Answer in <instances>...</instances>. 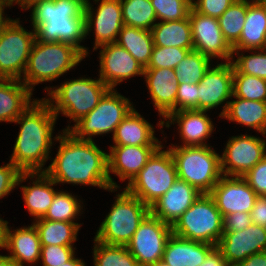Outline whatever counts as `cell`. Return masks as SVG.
Masks as SVG:
<instances>
[{
	"instance_id": "1",
	"label": "cell",
	"mask_w": 266,
	"mask_h": 266,
	"mask_svg": "<svg viewBox=\"0 0 266 266\" xmlns=\"http://www.w3.org/2000/svg\"><path fill=\"white\" fill-rule=\"evenodd\" d=\"M61 134L54 137L60 144L58 153L43 172L56 184L92 185L117 191L110 185L108 153L99 149L93 140L78 139L68 130Z\"/></svg>"
},
{
	"instance_id": "2",
	"label": "cell",
	"mask_w": 266,
	"mask_h": 266,
	"mask_svg": "<svg viewBox=\"0 0 266 266\" xmlns=\"http://www.w3.org/2000/svg\"><path fill=\"white\" fill-rule=\"evenodd\" d=\"M57 116L42 98L35 99L15 121L21 125L10 161L21 172H43L49 159Z\"/></svg>"
},
{
	"instance_id": "3",
	"label": "cell",
	"mask_w": 266,
	"mask_h": 266,
	"mask_svg": "<svg viewBox=\"0 0 266 266\" xmlns=\"http://www.w3.org/2000/svg\"><path fill=\"white\" fill-rule=\"evenodd\" d=\"M86 0H41L32 7L35 37L42 42H63L78 48L85 56L88 49L80 43L86 38Z\"/></svg>"
},
{
	"instance_id": "4",
	"label": "cell",
	"mask_w": 266,
	"mask_h": 266,
	"mask_svg": "<svg viewBox=\"0 0 266 266\" xmlns=\"http://www.w3.org/2000/svg\"><path fill=\"white\" fill-rule=\"evenodd\" d=\"M84 58L86 56L71 44L42 42L35 38L21 81L33 91L36 84L59 78Z\"/></svg>"
},
{
	"instance_id": "5",
	"label": "cell",
	"mask_w": 266,
	"mask_h": 266,
	"mask_svg": "<svg viewBox=\"0 0 266 266\" xmlns=\"http://www.w3.org/2000/svg\"><path fill=\"white\" fill-rule=\"evenodd\" d=\"M212 146H172L168 148L176 165L178 178L202 194H209L222 176L220 155Z\"/></svg>"
},
{
	"instance_id": "6",
	"label": "cell",
	"mask_w": 266,
	"mask_h": 266,
	"mask_svg": "<svg viewBox=\"0 0 266 266\" xmlns=\"http://www.w3.org/2000/svg\"><path fill=\"white\" fill-rule=\"evenodd\" d=\"M50 98L44 100L58 117L61 112L75 123L85 117L99 103L103 95L110 89L100 78H80L69 80L48 88Z\"/></svg>"
},
{
	"instance_id": "7",
	"label": "cell",
	"mask_w": 266,
	"mask_h": 266,
	"mask_svg": "<svg viewBox=\"0 0 266 266\" xmlns=\"http://www.w3.org/2000/svg\"><path fill=\"white\" fill-rule=\"evenodd\" d=\"M150 208L126 190L116 195L115 202L97 230L95 239L109 245L126 246Z\"/></svg>"
},
{
	"instance_id": "8",
	"label": "cell",
	"mask_w": 266,
	"mask_h": 266,
	"mask_svg": "<svg viewBox=\"0 0 266 266\" xmlns=\"http://www.w3.org/2000/svg\"><path fill=\"white\" fill-rule=\"evenodd\" d=\"M161 145L149 158L146 165L124 188L138 197L149 208L163 196L178 179L176 165L170 150Z\"/></svg>"
},
{
	"instance_id": "9",
	"label": "cell",
	"mask_w": 266,
	"mask_h": 266,
	"mask_svg": "<svg viewBox=\"0 0 266 266\" xmlns=\"http://www.w3.org/2000/svg\"><path fill=\"white\" fill-rule=\"evenodd\" d=\"M223 222L210 194H201L171 227L177 236L217 246L224 232Z\"/></svg>"
},
{
	"instance_id": "10",
	"label": "cell",
	"mask_w": 266,
	"mask_h": 266,
	"mask_svg": "<svg viewBox=\"0 0 266 266\" xmlns=\"http://www.w3.org/2000/svg\"><path fill=\"white\" fill-rule=\"evenodd\" d=\"M133 104L126 97L118 94L114 89H109L95 108L85 117L77 121L73 127L66 129L78 139L93 140L92 136L112 132L133 109Z\"/></svg>"
},
{
	"instance_id": "11",
	"label": "cell",
	"mask_w": 266,
	"mask_h": 266,
	"mask_svg": "<svg viewBox=\"0 0 266 266\" xmlns=\"http://www.w3.org/2000/svg\"><path fill=\"white\" fill-rule=\"evenodd\" d=\"M19 21L11 19L0 33V78L3 79L21 80L36 38L35 30L27 32Z\"/></svg>"
},
{
	"instance_id": "12",
	"label": "cell",
	"mask_w": 266,
	"mask_h": 266,
	"mask_svg": "<svg viewBox=\"0 0 266 266\" xmlns=\"http://www.w3.org/2000/svg\"><path fill=\"white\" fill-rule=\"evenodd\" d=\"M171 234V225L149 213L126 246L139 266H151L162 260L165 245Z\"/></svg>"
},
{
	"instance_id": "13",
	"label": "cell",
	"mask_w": 266,
	"mask_h": 266,
	"mask_svg": "<svg viewBox=\"0 0 266 266\" xmlns=\"http://www.w3.org/2000/svg\"><path fill=\"white\" fill-rule=\"evenodd\" d=\"M265 156V140L247 134L232 136L220 156L222 175L243 177Z\"/></svg>"
},
{
	"instance_id": "14",
	"label": "cell",
	"mask_w": 266,
	"mask_h": 266,
	"mask_svg": "<svg viewBox=\"0 0 266 266\" xmlns=\"http://www.w3.org/2000/svg\"><path fill=\"white\" fill-rule=\"evenodd\" d=\"M189 20L194 50L210 59L232 60L233 49L221 32L218 18L200 14L191 8Z\"/></svg>"
},
{
	"instance_id": "15",
	"label": "cell",
	"mask_w": 266,
	"mask_h": 266,
	"mask_svg": "<svg viewBox=\"0 0 266 266\" xmlns=\"http://www.w3.org/2000/svg\"><path fill=\"white\" fill-rule=\"evenodd\" d=\"M95 11L96 13L89 0H86L84 11L86 36L94 28L95 46L93 51L101 45L115 43L124 26L120 1L101 0Z\"/></svg>"
},
{
	"instance_id": "16",
	"label": "cell",
	"mask_w": 266,
	"mask_h": 266,
	"mask_svg": "<svg viewBox=\"0 0 266 266\" xmlns=\"http://www.w3.org/2000/svg\"><path fill=\"white\" fill-rule=\"evenodd\" d=\"M209 194L223 217L235 212L250 213L258 196L243 177L226 175L221 176Z\"/></svg>"
},
{
	"instance_id": "17",
	"label": "cell",
	"mask_w": 266,
	"mask_h": 266,
	"mask_svg": "<svg viewBox=\"0 0 266 266\" xmlns=\"http://www.w3.org/2000/svg\"><path fill=\"white\" fill-rule=\"evenodd\" d=\"M100 71L99 78L114 89L125 79L144 74V67L123 47L116 42L99 46Z\"/></svg>"
},
{
	"instance_id": "18",
	"label": "cell",
	"mask_w": 266,
	"mask_h": 266,
	"mask_svg": "<svg viewBox=\"0 0 266 266\" xmlns=\"http://www.w3.org/2000/svg\"><path fill=\"white\" fill-rule=\"evenodd\" d=\"M216 247L227 265L245 261L255 253L266 251V228L251 224L243 231L223 232Z\"/></svg>"
},
{
	"instance_id": "19",
	"label": "cell",
	"mask_w": 266,
	"mask_h": 266,
	"mask_svg": "<svg viewBox=\"0 0 266 266\" xmlns=\"http://www.w3.org/2000/svg\"><path fill=\"white\" fill-rule=\"evenodd\" d=\"M233 96V64L219 63L206 71L198 83V110L218 107Z\"/></svg>"
},
{
	"instance_id": "20",
	"label": "cell",
	"mask_w": 266,
	"mask_h": 266,
	"mask_svg": "<svg viewBox=\"0 0 266 266\" xmlns=\"http://www.w3.org/2000/svg\"><path fill=\"white\" fill-rule=\"evenodd\" d=\"M159 147L112 145L110 154H108V175L111 189H119L120 186L114 182L110 173L116 174L121 181L128 179V183H130Z\"/></svg>"
},
{
	"instance_id": "21",
	"label": "cell",
	"mask_w": 266,
	"mask_h": 266,
	"mask_svg": "<svg viewBox=\"0 0 266 266\" xmlns=\"http://www.w3.org/2000/svg\"><path fill=\"white\" fill-rule=\"evenodd\" d=\"M201 194L192 185L178 178L172 187L150 207V213L172 226Z\"/></svg>"
},
{
	"instance_id": "22",
	"label": "cell",
	"mask_w": 266,
	"mask_h": 266,
	"mask_svg": "<svg viewBox=\"0 0 266 266\" xmlns=\"http://www.w3.org/2000/svg\"><path fill=\"white\" fill-rule=\"evenodd\" d=\"M143 76L153 100L155 109L165 119L176 112V96L179 84L175 70L170 68H144Z\"/></svg>"
},
{
	"instance_id": "23",
	"label": "cell",
	"mask_w": 266,
	"mask_h": 266,
	"mask_svg": "<svg viewBox=\"0 0 266 266\" xmlns=\"http://www.w3.org/2000/svg\"><path fill=\"white\" fill-rule=\"evenodd\" d=\"M202 110H183L170 113L164 121H159V126L170 127L174 122L178 124L181 139L184 145L180 146H207L205 140L209 138L214 130V125ZM206 114V115H205ZM170 120V121H169Z\"/></svg>"
},
{
	"instance_id": "24",
	"label": "cell",
	"mask_w": 266,
	"mask_h": 266,
	"mask_svg": "<svg viewBox=\"0 0 266 266\" xmlns=\"http://www.w3.org/2000/svg\"><path fill=\"white\" fill-rule=\"evenodd\" d=\"M215 247V245L188 240L172 233L165 245L161 261L169 266H199Z\"/></svg>"
},
{
	"instance_id": "25",
	"label": "cell",
	"mask_w": 266,
	"mask_h": 266,
	"mask_svg": "<svg viewBox=\"0 0 266 266\" xmlns=\"http://www.w3.org/2000/svg\"><path fill=\"white\" fill-rule=\"evenodd\" d=\"M7 228L6 250L8 257L16 266L35 264L41 257V242L38 232L33 224L28 227L10 230Z\"/></svg>"
},
{
	"instance_id": "26",
	"label": "cell",
	"mask_w": 266,
	"mask_h": 266,
	"mask_svg": "<svg viewBox=\"0 0 266 266\" xmlns=\"http://www.w3.org/2000/svg\"><path fill=\"white\" fill-rule=\"evenodd\" d=\"M266 48V7L260 0H248L244 26L233 51Z\"/></svg>"
},
{
	"instance_id": "27",
	"label": "cell",
	"mask_w": 266,
	"mask_h": 266,
	"mask_svg": "<svg viewBox=\"0 0 266 266\" xmlns=\"http://www.w3.org/2000/svg\"><path fill=\"white\" fill-rule=\"evenodd\" d=\"M154 132V127L133 108L116 127L113 141L120 146H161Z\"/></svg>"
},
{
	"instance_id": "28",
	"label": "cell",
	"mask_w": 266,
	"mask_h": 266,
	"mask_svg": "<svg viewBox=\"0 0 266 266\" xmlns=\"http://www.w3.org/2000/svg\"><path fill=\"white\" fill-rule=\"evenodd\" d=\"M32 95L21 80L0 78V122H14L35 102Z\"/></svg>"
},
{
	"instance_id": "29",
	"label": "cell",
	"mask_w": 266,
	"mask_h": 266,
	"mask_svg": "<svg viewBox=\"0 0 266 266\" xmlns=\"http://www.w3.org/2000/svg\"><path fill=\"white\" fill-rule=\"evenodd\" d=\"M235 99L237 100L225 103L219 117L251 127L265 136L266 102L246 100L238 97H235Z\"/></svg>"
},
{
	"instance_id": "30",
	"label": "cell",
	"mask_w": 266,
	"mask_h": 266,
	"mask_svg": "<svg viewBox=\"0 0 266 266\" xmlns=\"http://www.w3.org/2000/svg\"><path fill=\"white\" fill-rule=\"evenodd\" d=\"M36 176L32 186H21L25 205L35 220L45 216L57 192L52 188L56 183L45 172H36Z\"/></svg>"
},
{
	"instance_id": "31",
	"label": "cell",
	"mask_w": 266,
	"mask_h": 266,
	"mask_svg": "<svg viewBox=\"0 0 266 266\" xmlns=\"http://www.w3.org/2000/svg\"><path fill=\"white\" fill-rule=\"evenodd\" d=\"M151 33L154 46L193 49L189 17L179 21L156 22Z\"/></svg>"
},
{
	"instance_id": "32",
	"label": "cell",
	"mask_w": 266,
	"mask_h": 266,
	"mask_svg": "<svg viewBox=\"0 0 266 266\" xmlns=\"http://www.w3.org/2000/svg\"><path fill=\"white\" fill-rule=\"evenodd\" d=\"M116 43L126 49L144 68L148 66L154 47L151 30L124 25Z\"/></svg>"
},
{
	"instance_id": "33",
	"label": "cell",
	"mask_w": 266,
	"mask_h": 266,
	"mask_svg": "<svg viewBox=\"0 0 266 266\" xmlns=\"http://www.w3.org/2000/svg\"><path fill=\"white\" fill-rule=\"evenodd\" d=\"M33 225L38 232L41 246H73L81 226L78 223L50 221L43 218L36 219Z\"/></svg>"
},
{
	"instance_id": "34",
	"label": "cell",
	"mask_w": 266,
	"mask_h": 266,
	"mask_svg": "<svg viewBox=\"0 0 266 266\" xmlns=\"http://www.w3.org/2000/svg\"><path fill=\"white\" fill-rule=\"evenodd\" d=\"M120 2L125 26L151 30L156 24V13L151 0H121Z\"/></svg>"
},
{
	"instance_id": "35",
	"label": "cell",
	"mask_w": 266,
	"mask_h": 266,
	"mask_svg": "<svg viewBox=\"0 0 266 266\" xmlns=\"http://www.w3.org/2000/svg\"><path fill=\"white\" fill-rule=\"evenodd\" d=\"M248 0H236L218 18L225 40L233 47L239 40L246 19Z\"/></svg>"
},
{
	"instance_id": "36",
	"label": "cell",
	"mask_w": 266,
	"mask_h": 266,
	"mask_svg": "<svg viewBox=\"0 0 266 266\" xmlns=\"http://www.w3.org/2000/svg\"><path fill=\"white\" fill-rule=\"evenodd\" d=\"M94 266H139L127 246L109 245L94 238Z\"/></svg>"
},
{
	"instance_id": "37",
	"label": "cell",
	"mask_w": 266,
	"mask_h": 266,
	"mask_svg": "<svg viewBox=\"0 0 266 266\" xmlns=\"http://www.w3.org/2000/svg\"><path fill=\"white\" fill-rule=\"evenodd\" d=\"M210 61L212 60L199 51H189L174 69L177 83H199L210 68Z\"/></svg>"
},
{
	"instance_id": "38",
	"label": "cell",
	"mask_w": 266,
	"mask_h": 266,
	"mask_svg": "<svg viewBox=\"0 0 266 266\" xmlns=\"http://www.w3.org/2000/svg\"><path fill=\"white\" fill-rule=\"evenodd\" d=\"M266 102V79L239 73L233 67V96Z\"/></svg>"
},
{
	"instance_id": "39",
	"label": "cell",
	"mask_w": 266,
	"mask_h": 266,
	"mask_svg": "<svg viewBox=\"0 0 266 266\" xmlns=\"http://www.w3.org/2000/svg\"><path fill=\"white\" fill-rule=\"evenodd\" d=\"M81 209V202L75 195L65 191H57L53 203L43 219L75 223L74 219L79 216Z\"/></svg>"
},
{
	"instance_id": "40",
	"label": "cell",
	"mask_w": 266,
	"mask_h": 266,
	"mask_svg": "<svg viewBox=\"0 0 266 266\" xmlns=\"http://www.w3.org/2000/svg\"><path fill=\"white\" fill-rule=\"evenodd\" d=\"M255 54L243 55L239 51H233V55L237 54L238 58L231 60L233 67L243 74L256 76L266 79V48L257 50H250ZM257 52V53H256Z\"/></svg>"
},
{
	"instance_id": "41",
	"label": "cell",
	"mask_w": 266,
	"mask_h": 266,
	"mask_svg": "<svg viewBox=\"0 0 266 266\" xmlns=\"http://www.w3.org/2000/svg\"><path fill=\"white\" fill-rule=\"evenodd\" d=\"M151 3L161 22L188 18L192 8V0H151Z\"/></svg>"
},
{
	"instance_id": "42",
	"label": "cell",
	"mask_w": 266,
	"mask_h": 266,
	"mask_svg": "<svg viewBox=\"0 0 266 266\" xmlns=\"http://www.w3.org/2000/svg\"><path fill=\"white\" fill-rule=\"evenodd\" d=\"M194 49L180 47L154 46L151 59L146 68H170L175 69L179 62Z\"/></svg>"
},
{
	"instance_id": "43",
	"label": "cell",
	"mask_w": 266,
	"mask_h": 266,
	"mask_svg": "<svg viewBox=\"0 0 266 266\" xmlns=\"http://www.w3.org/2000/svg\"><path fill=\"white\" fill-rule=\"evenodd\" d=\"M36 172H21L11 161L0 166V199L8 195L16 186L29 177L34 178Z\"/></svg>"
},
{
	"instance_id": "44",
	"label": "cell",
	"mask_w": 266,
	"mask_h": 266,
	"mask_svg": "<svg viewBox=\"0 0 266 266\" xmlns=\"http://www.w3.org/2000/svg\"><path fill=\"white\" fill-rule=\"evenodd\" d=\"M73 246L48 245L41 247L43 266H60L75 256Z\"/></svg>"
},
{
	"instance_id": "45",
	"label": "cell",
	"mask_w": 266,
	"mask_h": 266,
	"mask_svg": "<svg viewBox=\"0 0 266 266\" xmlns=\"http://www.w3.org/2000/svg\"><path fill=\"white\" fill-rule=\"evenodd\" d=\"M198 83L179 84L176 96V112L198 110Z\"/></svg>"
},
{
	"instance_id": "46",
	"label": "cell",
	"mask_w": 266,
	"mask_h": 266,
	"mask_svg": "<svg viewBox=\"0 0 266 266\" xmlns=\"http://www.w3.org/2000/svg\"><path fill=\"white\" fill-rule=\"evenodd\" d=\"M243 178L258 196H266V156Z\"/></svg>"
},
{
	"instance_id": "47",
	"label": "cell",
	"mask_w": 266,
	"mask_h": 266,
	"mask_svg": "<svg viewBox=\"0 0 266 266\" xmlns=\"http://www.w3.org/2000/svg\"><path fill=\"white\" fill-rule=\"evenodd\" d=\"M236 0H192V8L203 15L219 18Z\"/></svg>"
},
{
	"instance_id": "48",
	"label": "cell",
	"mask_w": 266,
	"mask_h": 266,
	"mask_svg": "<svg viewBox=\"0 0 266 266\" xmlns=\"http://www.w3.org/2000/svg\"><path fill=\"white\" fill-rule=\"evenodd\" d=\"M252 224L250 213L235 212L224 216L223 231H243Z\"/></svg>"
},
{
	"instance_id": "49",
	"label": "cell",
	"mask_w": 266,
	"mask_h": 266,
	"mask_svg": "<svg viewBox=\"0 0 266 266\" xmlns=\"http://www.w3.org/2000/svg\"><path fill=\"white\" fill-rule=\"evenodd\" d=\"M250 217L252 224L266 228V196H257Z\"/></svg>"
},
{
	"instance_id": "50",
	"label": "cell",
	"mask_w": 266,
	"mask_h": 266,
	"mask_svg": "<svg viewBox=\"0 0 266 266\" xmlns=\"http://www.w3.org/2000/svg\"><path fill=\"white\" fill-rule=\"evenodd\" d=\"M199 266H228L221 251L215 247Z\"/></svg>"
},
{
	"instance_id": "51",
	"label": "cell",
	"mask_w": 266,
	"mask_h": 266,
	"mask_svg": "<svg viewBox=\"0 0 266 266\" xmlns=\"http://www.w3.org/2000/svg\"><path fill=\"white\" fill-rule=\"evenodd\" d=\"M228 266H266V251L255 253L245 261L236 262Z\"/></svg>"
},
{
	"instance_id": "52",
	"label": "cell",
	"mask_w": 266,
	"mask_h": 266,
	"mask_svg": "<svg viewBox=\"0 0 266 266\" xmlns=\"http://www.w3.org/2000/svg\"><path fill=\"white\" fill-rule=\"evenodd\" d=\"M11 7V2L10 0H0V33L2 32L3 28L10 22V18H5L3 16L4 13V7Z\"/></svg>"
},
{
	"instance_id": "53",
	"label": "cell",
	"mask_w": 266,
	"mask_h": 266,
	"mask_svg": "<svg viewBox=\"0 0 266 266\" xmlns=\"http://www.w3.org/2000/svg\"><path fill=\"white\" fill-rule=\"evenodd\" d=\"M8 223L0 218V248H6Z\"/></svg>"
},
{
	"instance_id": "54",
	"label": "cell",
	"mask_w": 266,
	"mask_h": 266,
	"mask_svg": "<svg viewBox=\"0 0 266 266\" xmlns=\"http://www.w3.org/2000/svg\"><path fill=\"white\" fill-rule=\"evenodd\" d=\"M41 1V0H10L11 5H14L13 2L16 4H19L22 8L21 9H30V6H32L35 2Z\"/></svg>"
},
{
	"instance_id": "55",
	"label": "cell",
	"mask_w": 266,
	"mask_h": 266,
	"mask_svg": "<svg viewBox=\"0 0 266 266\" xmlns=\"http://www.w3.org/2000/svg\"><path fill=\"white\" fill-rule=\"evenodd\" d=\"M60 266H86L83 260L76 258L75 256Z\"/></svg>"
},
{
	"instance_id": "56",
	"label": "cell",
	"mask_w": 266,
	"mask_h": 266,
	"mask_svg": "<svg viewBox=\"0 0 266 266\" xmlns=\"http://www.w3.org/2000/svg\"><path fill=\"white\" fill-rule=\"evenodd\" d=\"M0 266H16V264L8 256L0 255Z\"/></svg>"
},
{
	"instance_id": "57",
	"label": "cell",
	"mask_w": 266,
	"mask_h": 266,
	"mask_svg": "<svg viewBox=\"0 0 266 266\" xmlns=\"http://www.w3.org/2000/svg\"><path fill=\"white\" fill-rule=\"evenodd\" d=\"M151 266H169L165 263H163L162 261L158 262L157 264L151 265Z\"/></svg>"
},
{
	"instance_id": "58",
	"label": "cell",
	"mask_w": 266,
	"mask_h": 266,
	"mask_svg": "<svg viewBox=\"0 0 266 266\" xmlns=\"http://www.w3.org/2000/svg\"><path fill=\"white\" fill-rule=\"evenodd\" d=\"M266 7V0H260Z\"/></svg>"
}]
</instances>
